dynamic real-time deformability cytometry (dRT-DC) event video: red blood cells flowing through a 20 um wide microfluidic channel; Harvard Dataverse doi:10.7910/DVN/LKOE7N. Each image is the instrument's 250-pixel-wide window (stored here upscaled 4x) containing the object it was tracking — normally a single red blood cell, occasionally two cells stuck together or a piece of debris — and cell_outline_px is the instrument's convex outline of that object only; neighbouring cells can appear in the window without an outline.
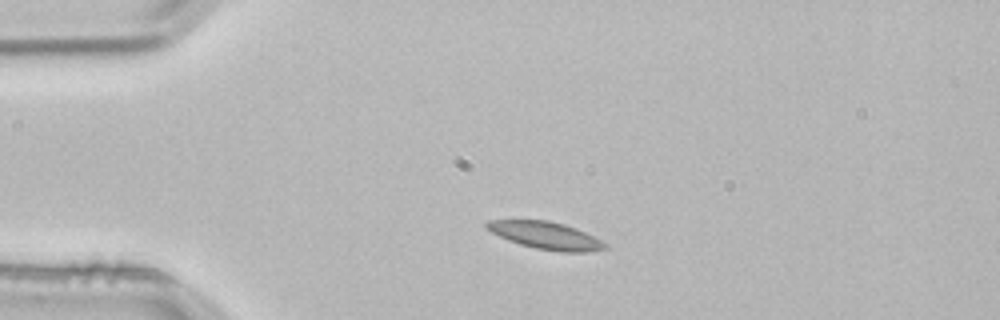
{"species": "common noctule bat (a hibernating species)", "species_latin": "Nyctalus noctula", "temperature_condition": "room temperature", "stored_images_in_passage": 3, "camera_frame_rate_fps": 3000, "um_per_image_px": 0.085, "animal": {"sex": "male", "body_mass_g": 21.5, "forearm_length_mm": 52.0}, "frame": {"image": 1, "passage_image": 1, "time_ms": 0.0, "image_size_px": [1000, 320], "cell_outline_px": [[608, 248], [584, 252], [560, 252], [536, 248], [520, 244], [508, 240], [484, 228], [484, 224], [488, 220], [548, 220], [564, 224], [576, 228], [608, 244]], "centroid_in_image_um": [46.37, 20.01], "position_along_channel_um": 38.6, "area_um2": 18.79}}